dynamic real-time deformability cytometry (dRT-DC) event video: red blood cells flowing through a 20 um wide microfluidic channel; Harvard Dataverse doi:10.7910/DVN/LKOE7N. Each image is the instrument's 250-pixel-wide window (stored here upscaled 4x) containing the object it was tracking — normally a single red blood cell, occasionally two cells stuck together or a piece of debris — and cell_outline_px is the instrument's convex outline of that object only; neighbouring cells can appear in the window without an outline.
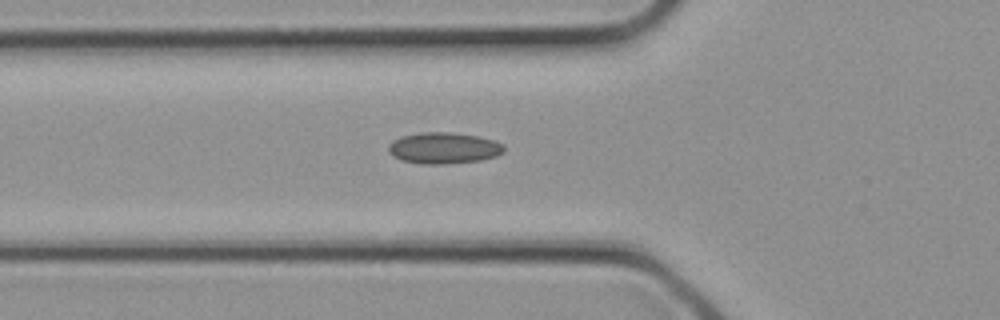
{"species": "common noctule bat (a hibernating species)", "species_latin": "Nyctalus noctula", "temperature_condition": "cold", "stored_images_in_passage": 5, "segment_of_instrument_passage": [1, 2], "camera_frame_rate_fps": 3000, "um_per_image_px": 0.085, "animal": {"sex": "female", "body_mass_g": 21.9}, "frame": {"image": 1, "passage_image": 4, "time_ms": 1.0, "image_size_px": [1000, 320], "cell_outline_px": [[504, 152], [496, 156], [480, 160], [444, 164], [420, 164], [400, 160], [392, 156], [388, 152], [388, 144], [392, 140], [400, 136], [420, 132], [452, 132], [476, 136], [492, 140], [504, 144]], "centroid_in_image_um": [37.66, 12.58], "position_along_channel_um": 88.1, "area_um2": 21.27}}